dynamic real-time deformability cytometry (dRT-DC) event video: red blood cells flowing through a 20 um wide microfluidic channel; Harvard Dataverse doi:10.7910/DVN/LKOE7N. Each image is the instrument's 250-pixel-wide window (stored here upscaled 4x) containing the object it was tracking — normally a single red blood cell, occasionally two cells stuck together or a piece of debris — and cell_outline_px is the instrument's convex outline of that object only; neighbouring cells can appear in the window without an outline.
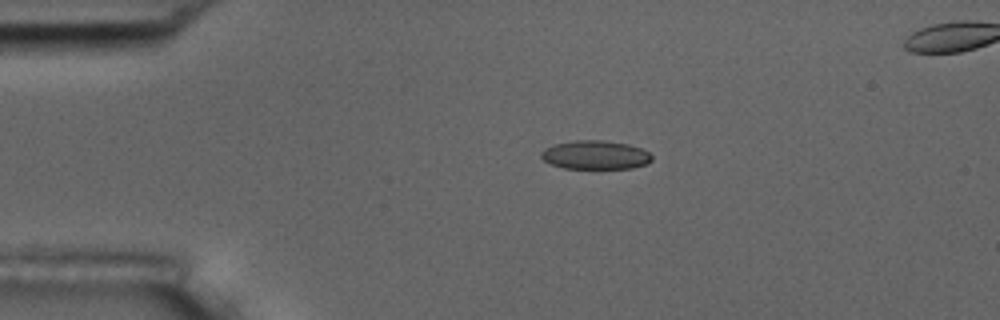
{"species": "common noctule bat (a hibernating species)", "species_latin": "Nyctalus noctula", "temperature_condition": "room temperature", "stored_images_in_passage": 7, "camera_frame_rate_fps": 3000, "um_per_image_px": 0.085, "animal": {"sex": "male", "body_mass_g": 17.5, "forearm_length_mm": 52.3}, "frame": {"image": 1, "passage_image": 3, "time_ms": 2.333, "image_size_px": [1000, 320], "cell_outline_px": [[652, 160], [648, 164], [632, 168], [564, 168], [552, 164], [544, 160], [540, 156], [540, 152], [544, 148], [556, 144], [576, 140], [604, 140], [628, 144], [640, 148], [648, 152], [652, 156]], "centroid_in_image_um": [50.62, 13.17], "position_along_channel_um": 34.4, "area_um2": 18.5}}